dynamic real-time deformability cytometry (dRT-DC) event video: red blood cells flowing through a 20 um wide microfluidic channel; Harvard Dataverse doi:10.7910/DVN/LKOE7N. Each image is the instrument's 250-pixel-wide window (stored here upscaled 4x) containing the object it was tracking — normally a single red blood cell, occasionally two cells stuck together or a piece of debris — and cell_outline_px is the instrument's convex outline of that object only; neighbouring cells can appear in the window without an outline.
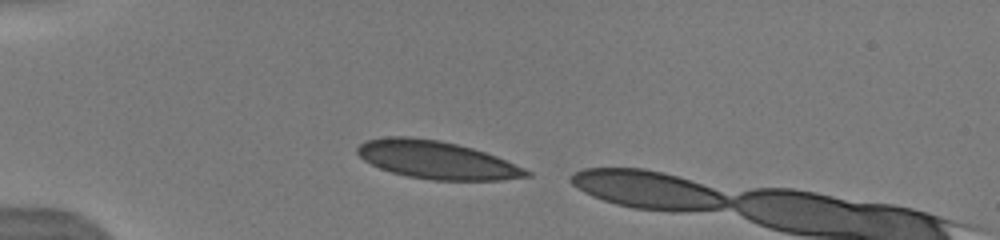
{"species": "human", "species_latin": "Homo sapiens", "temperature_condition": "warm", "stored_images_in_passage": 2, "camera_frame_rate_fps": 3000, "um_per_image_px": 0.085, "donor": {"sex": "male"}, "frame": {"image": 1, "passage_image": 1, "time_ms": 0.0, "image_size_px": [1000, 240], "cell_outline_px": [[532, 176], [500, 180], [432, 180], [408, 176], [392, 172], [380, 168], [364, 160], [356, 152], [356, 148], [364, 140], [388, 136], [408, 136], [440, 140], [472, 148], [496, 156], [524, 168], [532, 172]], "centroid_in_image_um": [37.1, 13.59], "position_along_channel_um": 47.9, "area_um2": 37.22}}